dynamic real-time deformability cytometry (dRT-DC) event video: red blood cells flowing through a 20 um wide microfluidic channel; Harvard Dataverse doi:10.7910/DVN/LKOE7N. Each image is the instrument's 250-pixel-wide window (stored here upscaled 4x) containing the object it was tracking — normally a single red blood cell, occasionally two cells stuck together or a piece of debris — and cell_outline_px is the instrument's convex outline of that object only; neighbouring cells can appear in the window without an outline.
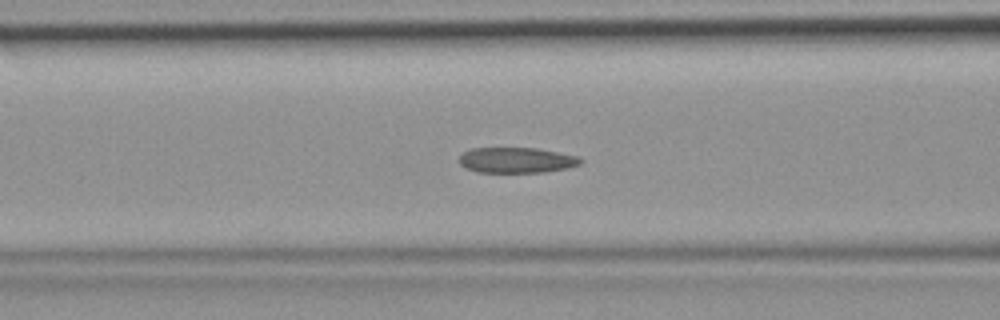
{"species": "common noctule bat (a hibernating species)", "species_latin": "Nyctalus noctula", "temperature_condition": "room temperature", "stored_images_in_passage": 47, "camera_frame_rate_fps": 3000, "um_per_image_px": 0.085, "animal": {"sex": "female", "body_mass_g": 19.9}, "frame": {"image": 1, "passage_image": 19, "time_ms": 6.0, "image_size_px": [1000, 320], "cell_outline_px": [[584, 160], [580, 164], [568, 168], [544, 172], [476, 172], [464, 168], [456, 160], [464, 152], [472, 148], [536, 148], [580, 156]], "centroid_in_image_um": [43.9, 13.61], "position_along_channel_um": 122.7, "area_um2": 18.26}}
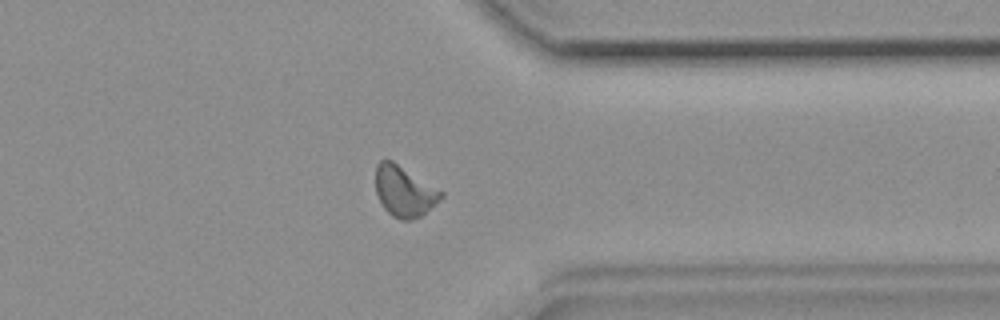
{"frame": {"image": 2, "passage_image": 37, "time_ms": 12.0, "image_size_px": [1000, 320], "cell_outline_px": [[444, 196], [420, 216], [412, 220], [400, 220], [392, 216], [384, 208], [376, 192], [376, 164], [380, 160], [392, 160], [444, 192]], "centroid_in_image_um": [34.35, 16.26], "position_along_channel_um": 377.0, "area_um2": 19.13}}
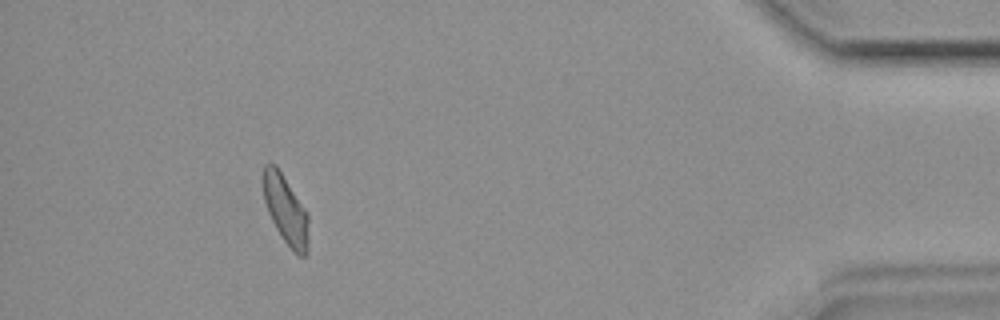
{"frame": {"image": 3, "passage_image": 43, "time_ms": 14.0, "image_size_px": [1000, 320], "cell_outline_px": [[308, 252], [304, 256], [296, 256], [284, 240], [276, 228], [268, 212], [264, 200], [264, 164], [276, 164], [308, 212]], "centroid_in_image_um": [24.32, 17.87], "position_along_channel_um": 410.9, "area_um2": 18.15}}